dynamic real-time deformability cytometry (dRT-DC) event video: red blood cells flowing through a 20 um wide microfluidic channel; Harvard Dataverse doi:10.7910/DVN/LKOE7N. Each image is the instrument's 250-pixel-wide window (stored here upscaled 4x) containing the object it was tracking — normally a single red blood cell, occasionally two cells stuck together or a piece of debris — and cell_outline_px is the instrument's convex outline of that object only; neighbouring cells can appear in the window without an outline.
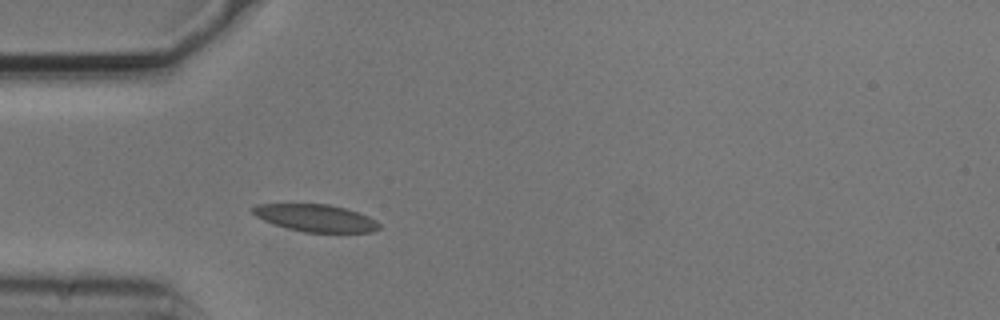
{"species": "common noctule bat (a hibernating species)", "species_latin": "Nyctalus noctula", "temperature_condition": "cold", "stored_images_in_passage": 1, "camera_frame_rate_fps": 3000, "um_per_image_px": 0.085, "animal": {"sex": "male", "body_mass_g": 20.5, "forearm_length_mm": 52.5}, "frame": {"image": 1, "passage_image": 1, "time_ms": 0.0, "image_size_px": [1000, 320], "cell_outline_px": [[380, 228], [372, 232], [304, 232], [288, 228], [264, 220], [256, 216], [252, 212], [252, 208], [256, 204], [328, 204], [344, 208], [368, 216], [376, 220], [380, 224]], "centroid_in_image_um": [26.85, 18.53], "position_along_channel_um": 58.2, "area_um2": 19.83}}